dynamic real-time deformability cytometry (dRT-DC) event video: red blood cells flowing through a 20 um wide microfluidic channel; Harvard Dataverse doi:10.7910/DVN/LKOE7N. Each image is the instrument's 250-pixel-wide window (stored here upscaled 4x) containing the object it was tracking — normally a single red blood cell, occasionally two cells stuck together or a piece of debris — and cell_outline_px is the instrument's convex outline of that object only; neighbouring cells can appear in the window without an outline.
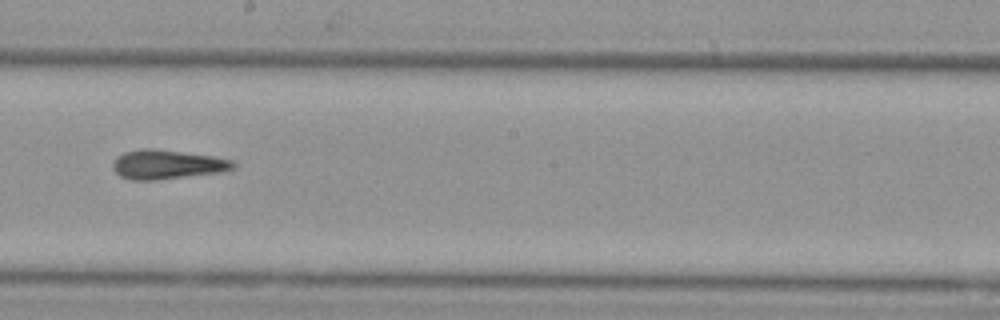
{"species": "Egyptian fruit bat (a non-hibernating species)", "species_latin": "Rousettus aegyptiacus", "temperature_condition": "cold", "stored_images_in_passage": 15, "camera_frame_rate_fps": 3000, "um_per_image_px": 0.085, "animal": {"sex": "female"}, "frame": {"image": 1, "passage_image": 8, "time_ms": 2.333, "image_size_px": [1000, 320], "cell_outline_px": [[236, 168], [224, 172], [152, 180], [132, 180], [120, 176], [112, 168], [112, 164], [116, 156], [124, 152], [140, 148], [152, 148], [212, 156], [232, 160], [236, 164]], "centroid_in_image_um": [14.2, 13.98], "position_along_channel_um": 234.0, "area_um2": 20.58}}
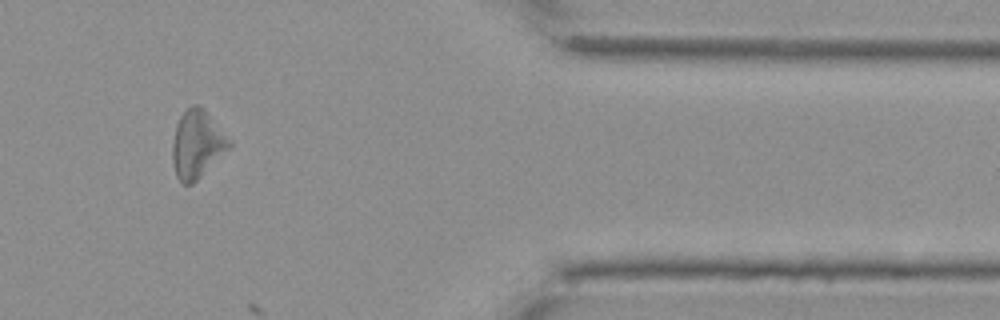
{"frame": {"image": 2, "passage_image": 13, "time_ms": 4.0, "image_size_px": [1000, 320], "cell_outline_px": [[232, 144], [192, 184], [180, 184], [176, 176], [172, 160], [172, 144], [176, 124], [180, 116], [192, 104], [196, 104], [204, 108], [208, 112], [232, 140]], "centroid_in_image_um": [16.74, 12.23], "position_along_channel_um": 394.7, "area_um2": 22.37}}
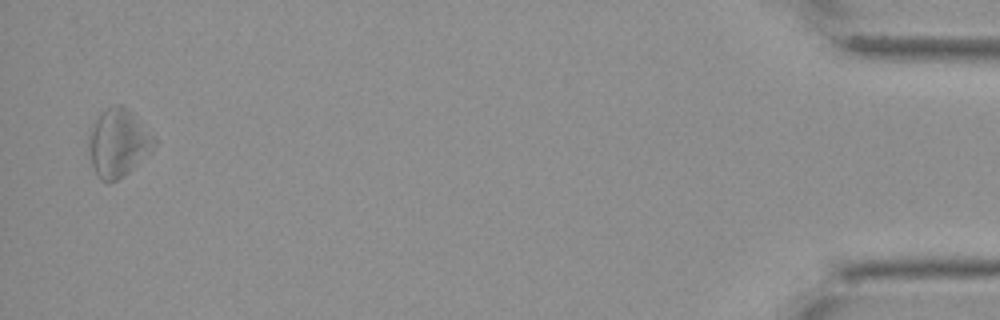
{"frame": {"image": 3, "passage_image": 15, "time_ms": 4.667, "image_size_px": [1000, 320], "cell_outline_px": [[156, 144], [152, 152], [124, 176], [116, 180], [100, 180], [96, 176], [92, 168], [88, 148], [88, 136], [96, 120], [108, 108], [116, 104], [120, 104], [128, 108], [132, 112], [156, 140]], "centroid_in_image_um": [10.05, 12.18], "position_along_channel_um": 425.2, "area_um2": 25.66}}